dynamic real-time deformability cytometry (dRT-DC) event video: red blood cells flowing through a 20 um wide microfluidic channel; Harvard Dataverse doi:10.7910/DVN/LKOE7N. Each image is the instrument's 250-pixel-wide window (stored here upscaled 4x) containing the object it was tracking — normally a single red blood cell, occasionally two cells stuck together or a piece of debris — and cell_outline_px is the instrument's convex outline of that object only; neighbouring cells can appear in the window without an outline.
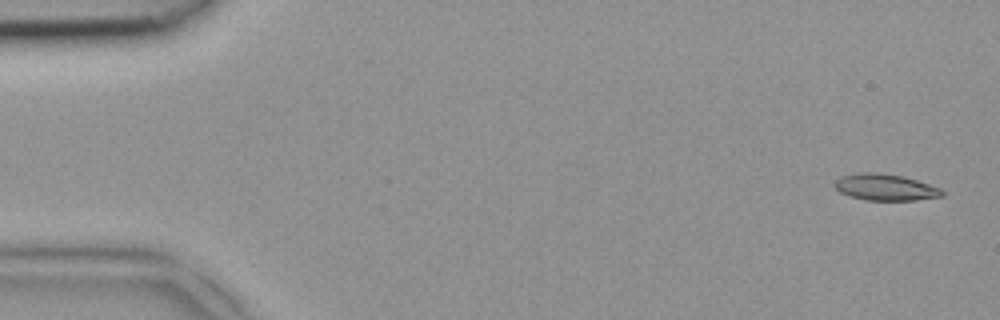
{"species": "common noctule bat (a hibernating species)", "species_latin": "Nyctalus noctula", "temperature_condition": "room temperature", "stored_images_in_passage": 4, "camera_frame_rate_fps": 3000, "um_per_image_px": 0.085, "animal": {"sex": "female", "body_mass_g": 18.4}, "frame": {"image": 1, "passage_image": 1, "time_ms": 0.0, "image_size_px": [1000, 320], "cell_outline_px": [[944, 196], [916, 200], [864, 200], [840, 192], [832, 184], [840, 176], [860, 172], [880, 172], [904, 176], [940, 188], [944, 192]], "centroid_in_image_um": [75.24, 15.9], "position_along_channel_um": 9.8, "area_um2": 16.65}}
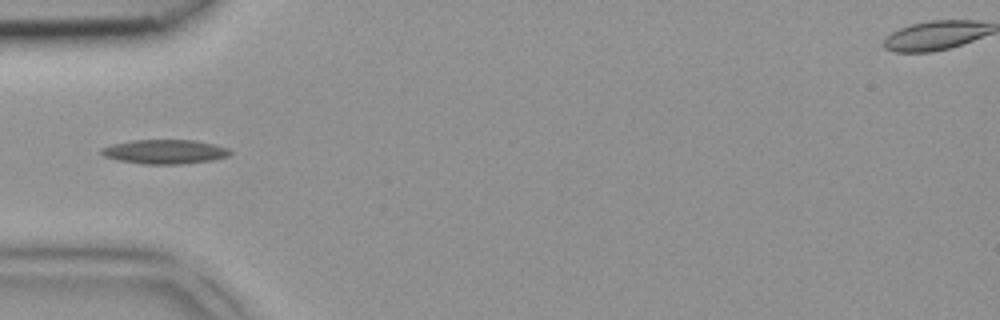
{"frame": {"image": 2, "passage_image": 4, "time_ms": 1.0, "image_size_px": [1000, 320], "cell_outline_px": [[232, 152], [228, 156], [212, 160], [180, 164], [144, 164], [120, 160], [104, 156], [100, 152], [100, 148], [112, 144], [132, 140], [192, 140], [212, 144], [228, 148]], "centroid_in_image_um": [13.99, 12.89], "position_along_channel_um": 71.0, "area_um2": 18.03}}